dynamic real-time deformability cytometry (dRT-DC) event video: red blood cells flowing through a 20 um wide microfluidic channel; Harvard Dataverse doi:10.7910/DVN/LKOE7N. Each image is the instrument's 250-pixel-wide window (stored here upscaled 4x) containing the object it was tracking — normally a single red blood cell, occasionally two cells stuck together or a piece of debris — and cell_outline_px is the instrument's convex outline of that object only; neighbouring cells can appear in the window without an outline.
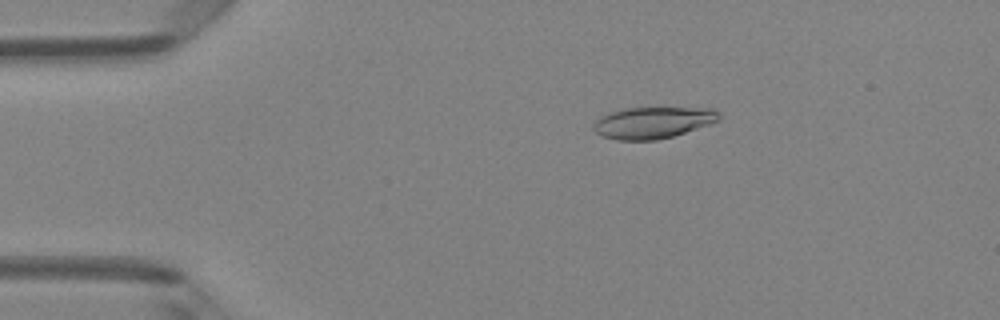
{"species": "Egyptian fruit bat (a non-hibernating species)", "species_latin": "Rousettus aegyptiacus", "temperature_condition": "room temperature", "stored_images_in_passage": 49, "camera_frame_rate_fps": 3000, "um_per_image_px": 0.085, "animal": {"sex": "female"}, "frame": {"image": 1, "passage_image": 9, "time_ms": 2.667, "image_size_px": [1000, 320], "cell_outline_px": [[720, 120], [672, 136], [656, 140], [616, 140], [600, 136], [592, 128], [596, 120], [600, 116], [608, 112], [624, 108], [712, 108], [720, 116]], "centroid_in_image_um": [55.42, 10.42], "position_along_channel_um": 29.6, "area_um2": 22.95}}
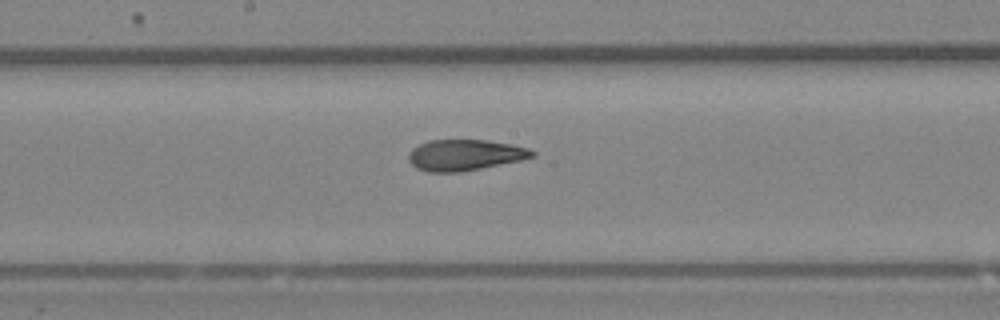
{"frame": {"image": 2, "passage_image": 26, "time_ms": 8.333, "image_size_px": [1000, 320], "cell_outline_px": [[536, 156], [520, 160], [460, 172], [428, 172], [416, 168], [408, 160], [408, 156], [412, 148], [428, 140], [488, 140], [512, 144], [528, 148], [536, 152]], "centroid_in_image_um": [39.51, 13.17], "position_along_channel_um": 208.7, "area_um2": 22.31}}
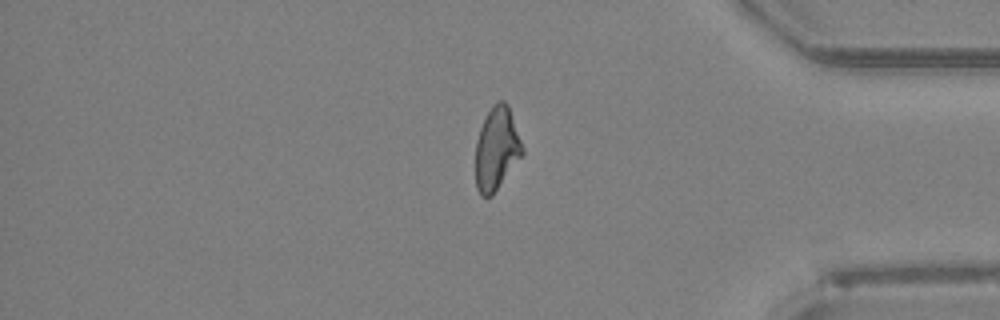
{"frame": {"image": 3, "passage_image": 41, "time_ms": 13.333, "image_size_px": [1000, 320], "cell_outline_px": [[524, 152], [492, 196], [480, 196], [476, 188], [476, 140], [480, 128], [492, 104], [496, 100], [504, 100], [508, 104], [524, 148]], "centroid_in_image_um": [42.21, 12.62], "position_along_channel_um": 393.0, "area_um2": 22.6}, "authors_computed_cell_mechanics": {"area_um2": 23.0044, "velocity_mm_per_s": 4.1495, "shape_relaxation_time_tau1_ms": null, "shape_relaxation_time_tau2_ms": 1.952, "deformation_change_tau1": null, "deformation_change_tau2": 0.0973}}